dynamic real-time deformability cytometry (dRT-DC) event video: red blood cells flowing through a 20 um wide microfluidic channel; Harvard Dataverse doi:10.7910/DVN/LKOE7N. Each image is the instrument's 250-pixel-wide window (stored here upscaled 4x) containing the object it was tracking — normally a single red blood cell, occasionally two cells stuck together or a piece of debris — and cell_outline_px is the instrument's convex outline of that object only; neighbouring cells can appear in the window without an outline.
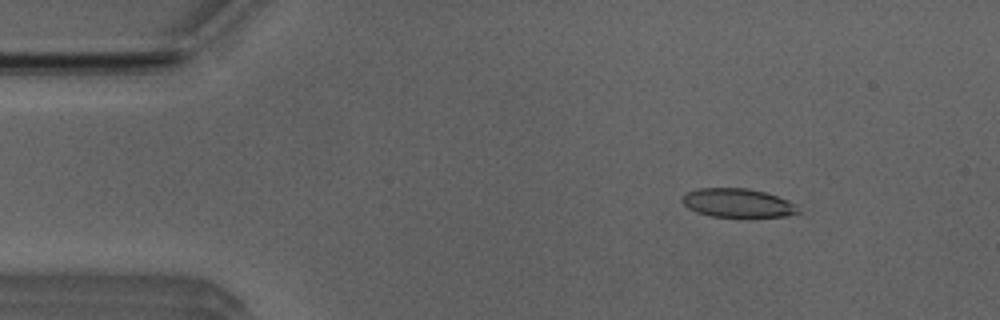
{"species": "Egyptian fruit bat (a non-hibernating species)", "species_latin": "Rousettus aegyptiacus", "temperature_condition": "room temperature", "stored_images_in_passage": 45, "camera_frame_rate_fps": 3000, "um_per_image_px": 0.085, "animal": {"sex": "male"}, "frame": {"image": 1, "passage_image": 2, "time_ms": 0.333, "image_size_px": [1000, 320], "cell_outline_px": [[800, 212], [788, 216], [712, 216], [696, 212], [688, 208], [680, 200], [688, 192], [700, 188], [748, 188], [764, 192], [788, 200]], "centroid_in_image_um": [62.66, 17.24], "position_along_channel_um": 22.3, "area_um2": 19.02}}
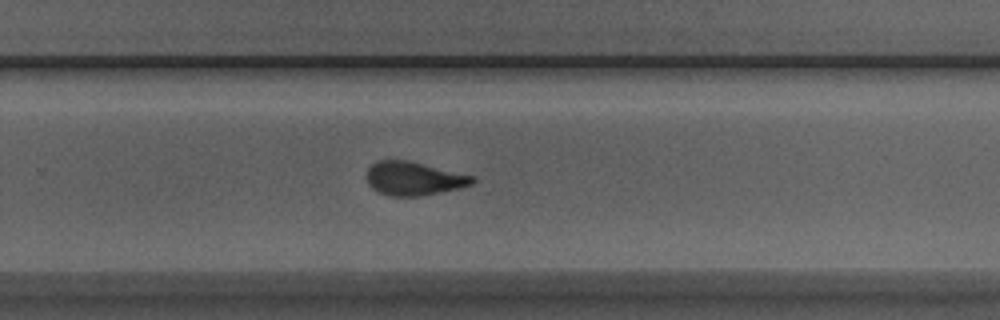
{"frame": {"image": 2, "passage_image": 28, "time_ms": 9.0, "image_size_px": [1000, 320], "cell_outline_px": [[476, 180], [472, 184], [456, 188], [420, 196], [392, 196], [380, 192], [372, 188], [368, 184], [368, 168], [376, 160], [408, 160], [476, 176]], "centroid_in_image_um": [35.18, 15.16], "position_along_channel_um": 294.6, "area_um2": 20.52}}
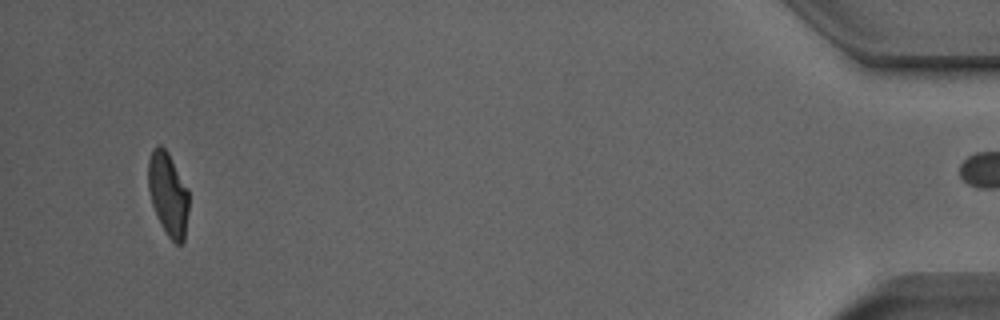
{"frame": {"image": 3, "passage_image": 44, "time_ms": 14.333, "image_size_px": [1000, 320], "cell_outline_px": [[188, 212], [184, 240], [180, 244], [176, 244], [168, 236], [160, 224], [152, 204], [148, 188], [148, 160], [152, 148], [156, 144], [160, 144], [168, 152], [188, 188]], "centroid_in_image_um": [14.28, 16.46], "position_along_channel_um": 420.9, "area_um2": 19.83}, "authors_computed_cell_mechanics": {"area_um2": 20.7502, "velocity_mm_per_s": 3.9804, "shape_relaxation_time_tau1_ms": 4.5347, "shape_relaxation_time_tau2_ms": 2.0599, "deformation_change_tau1": 0.1659, "deformation_change_tau2": 0.088}}